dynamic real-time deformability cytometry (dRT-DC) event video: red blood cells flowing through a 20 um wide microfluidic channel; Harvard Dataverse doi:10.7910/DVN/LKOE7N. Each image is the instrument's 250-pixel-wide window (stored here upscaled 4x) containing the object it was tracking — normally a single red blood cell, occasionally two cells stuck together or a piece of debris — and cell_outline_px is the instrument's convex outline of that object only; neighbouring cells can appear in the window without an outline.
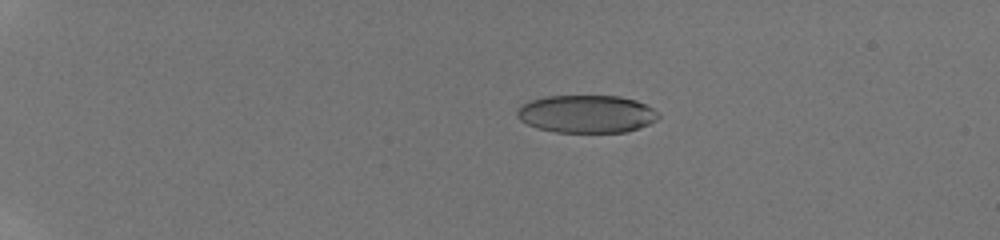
{"species": "human", "species_latin": "Homo sapiens", "temperature_condition": "room temperature", "stored_images_in_passage": 26, "camera_frame_rate_fps": 3000, "um_per_image_px": 0.085, "donor": {"sex": "male"}, "frame": {"image": 1, "passage_image": 4, "time_ms": 2.333, "image_size_px": [1000, 240], "cell_outline_px": [[660, 116], [656, 120], [648, 124], [628, 132], [556, 132], [536, 128], [520, 120], [516, 116], [516, 108], [520, 104], [544, 96], [620, 96], [636, 100], [660, 112]], "centroid_in_image_um": [49.83, 9.68], "position_along_channel_um": 35.2, "area_um2": 31.33}}
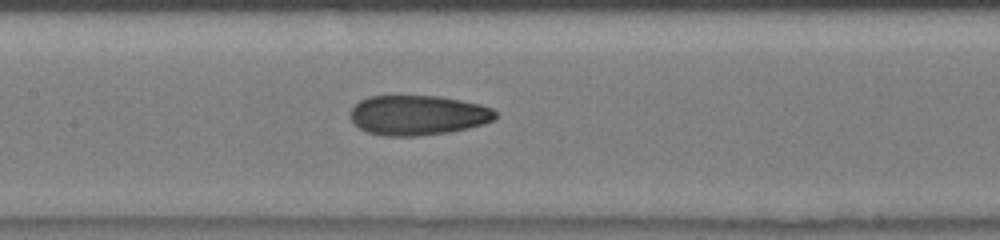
{"frame": {"image": 2, "passage_image": 17, "time_ms": 8.0, "image_size_px": [1000, 240], "cell_outline_px": [[496, 120], [484, 124], [468, 128], [448, 132], [416, 136], [384, 136], [368, 132], [360, 128], [348, 116], [352, 108], [360, 100], [368, 96], [440, 96], [480, 104], [492, 108], [496, 112]], "centroid_in_image_um": [35.53, 9.79], "position_along_channel_um": 171.9, "area_um2": 33.81}}
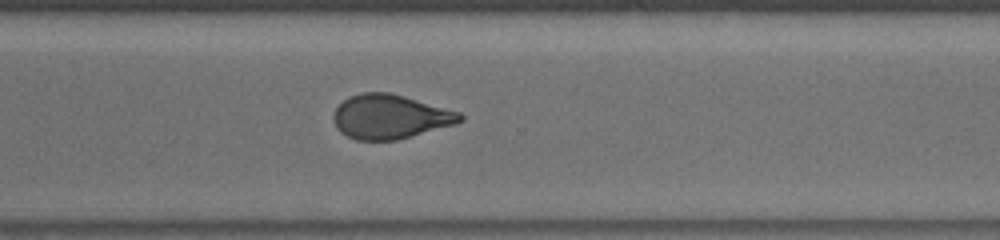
{"frame": {"image": 3, "passage_image": 26, "time_ms": 12.0, "image_size_px": [1000, 240], "cell_outline_px": [[464, 120], [456, 124], [396, 140], [356, 140], [340, 132], [336, 128], [332, 120], [332, 116], [336, 108], [348, 96], [364, 92], [388, 92], [404, 96], [460, 112], [464, 116]], "centroid_in_image_um": [33.14, 9.92], "position_along_channel_um": 337.5, "area_um2": 32.66}}